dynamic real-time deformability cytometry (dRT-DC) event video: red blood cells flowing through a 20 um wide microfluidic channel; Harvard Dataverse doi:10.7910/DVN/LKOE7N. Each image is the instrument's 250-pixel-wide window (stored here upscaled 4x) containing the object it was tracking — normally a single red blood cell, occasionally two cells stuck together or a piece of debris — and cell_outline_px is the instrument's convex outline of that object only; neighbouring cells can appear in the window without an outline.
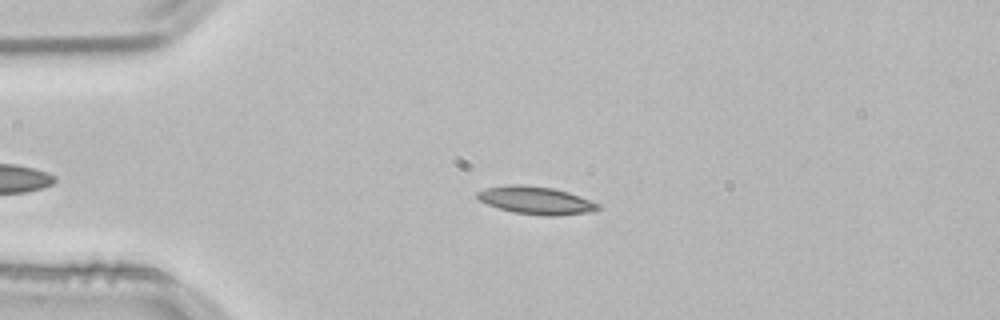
{"species": "common noctule bat (a hibernating species)", "species_latin": "Nyctalus noctula", "temperature_condition": "room temperature", "stored_images_in_passage": 44, "camera_frame_rate_fps": 3000, "um_per_image_px": 0.085, "animal": {"sex": "male", "body_mass_g": 21.5, "forearm_length_mm": 52.0}, "frame": {"image": 1, "passage_image": 8, "time_ms": 2.333, "image_size_px": [1000, 320], "cell_outline_px": [[600, 208], [588, 212], [556, 216], [548, 216], [512, 212], [488, 204], [480, 200], [476, 196], [476, 192], [484, 188], [508, 184], [524, 184], [552, 188], [568, 192], [580, 196], [600, 204]], "centroid_in_image_um": [45.53, 17.02], "position_along_channel_um": 39.5, "area_um2": 19.48}}
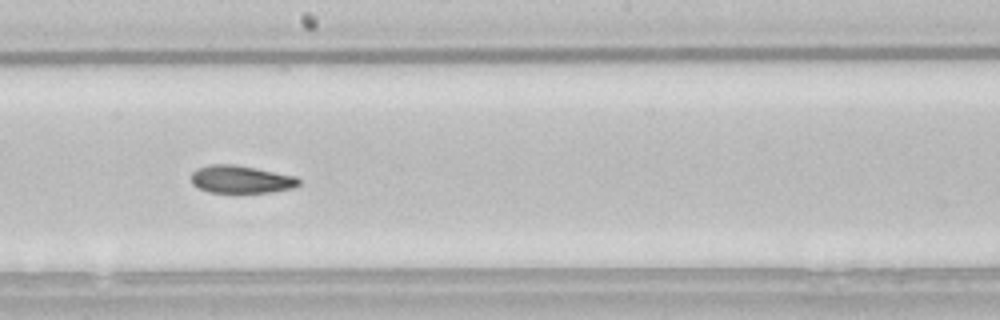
{"frame": {"image": 2, "passage_image": 25, "time_ms": 8.0, "image_size_px": [1000, 320], "cell_outline_px": [[300, 184], [292, 188], [268, 192], [208, 192], [192, 184], [192, 172], [196, 168], [212, 164], [236, 164], [296, 176], [300, 180]], "centroid_in_image_um": [20.48, 15.23], "position_along_channel_um": 227.7, "area_um2": 17.28}}
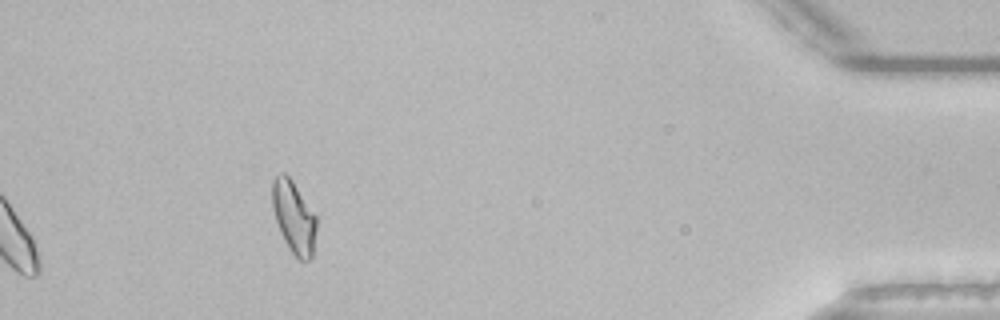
{"frame": {"image": 3, "passage_image": 44, "time_ms": 14.333, "image_size_px": [1000, 320], "cell_outline_px": [[316, 228], [312, 256], [308, 260], [300, 260], [288, 248], [280, 232], [272, 208], [272, 180], [280, 172], [284, 172], [292, 180], [316, 216]], "centroid_in_image_um": [24.95, 18.43], "position_along_channel_um": 410.2, "area_um2": 18.44}, "authors_computed_cell_mechanics": {"area_um2": 18.3804, "velocity_mm_per_s": 3.8315, "shape_relaxation_time_tau1_ms": 7.3462, "shape_relaxation_time_tau2_ms": 10.1708, "deformation_change_tau1": 0.1748, "deformation_change_tau2": 0.1377}}